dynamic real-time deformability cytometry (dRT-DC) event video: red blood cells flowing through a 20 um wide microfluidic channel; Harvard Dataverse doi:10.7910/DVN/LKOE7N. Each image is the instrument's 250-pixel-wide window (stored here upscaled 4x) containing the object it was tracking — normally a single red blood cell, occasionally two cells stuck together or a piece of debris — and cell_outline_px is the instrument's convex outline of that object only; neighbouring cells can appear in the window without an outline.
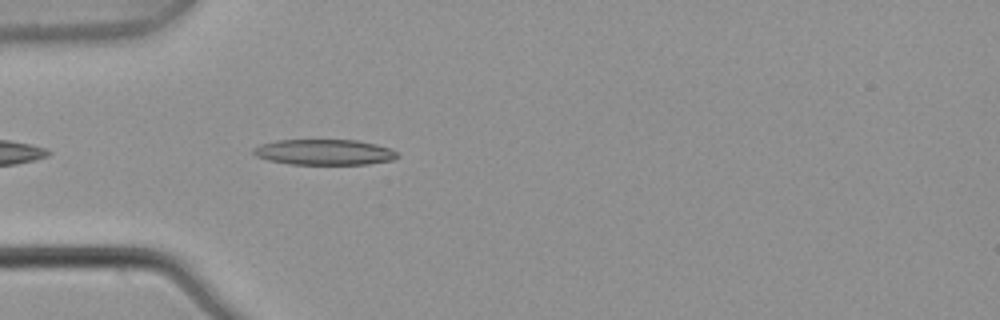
{"species": "common noctule bat (a hibernating species)", "species_latin": "Nyctalus noctula", "temperature_condition": "warm", "stored_images_in_passage": 5, "camera_frame_rate_fps": 3000, "um_per_image_px": 0.085, "animal": {"sex": "male", "body_mass_g": 21.5, "forearm_length_mm": 52.0}, "frame": {"image": 1, "passage_image": 5, "time_ms": 1.333, "image_size_px": [1000, 320], "cell_outline_px": [[400, 156], [392, 160], [368, 164], [292, 164], [268, 160], [256, 156], [252, 152], [252, 148], [260, 144], [276, 140], [356, 140], [376, 144], [388, 148], [396, 152]], "centroid_in_image_um": [27.54, 12.93], "position_along_channel_um": 57.5, "area_um2": 21.44}}